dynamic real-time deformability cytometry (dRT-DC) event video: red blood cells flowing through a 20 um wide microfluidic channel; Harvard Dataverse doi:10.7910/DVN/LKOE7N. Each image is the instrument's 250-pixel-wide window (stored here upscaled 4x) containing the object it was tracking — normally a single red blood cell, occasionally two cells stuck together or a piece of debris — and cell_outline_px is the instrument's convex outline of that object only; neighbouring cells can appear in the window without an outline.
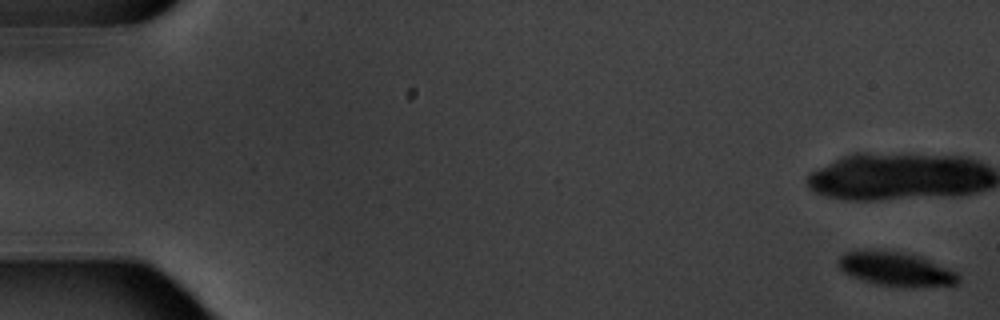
{"species": "common noctule bat (a hibernating species)", "species_latin": "Nyctalus noctula", "temperature_condition": "warm", "stored_images_in_passage": 6, "camera_frame_rate_fps": 3000, "um_per_image_px": 0.085, "animal": {"sex": "male", "body_mass_g": 20.1, "forearm_length_mm": 53.5}, "frame": {"image": 1, "passage_image": 1, "time_ms": 0.0, "image_size_px": [1000, 320], "cell_outline_px": [[960, 280], [956, 284], [912, 288], [876, 284], [852, 276], [844, 272], [840, 268], [840, 256], [844, 252], [904, 252], [920, 256], [948, 268], [956, 272], [960, 276]], "centroid_in_image_um": [76.24, 22.91], "position_along_channel_um": 8.8, "area_um2": 23.18}}
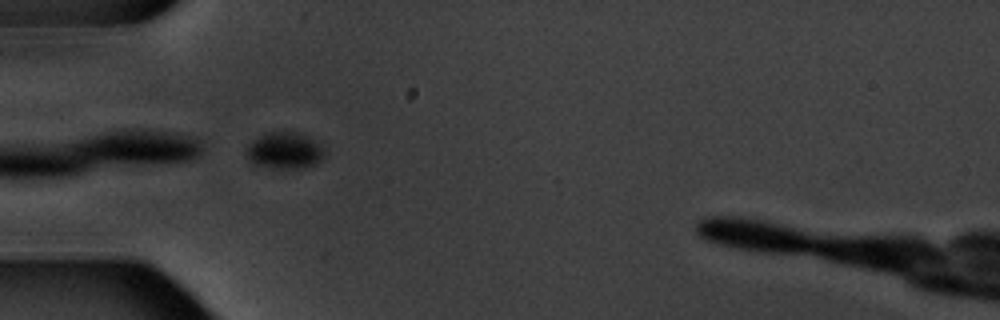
{"frame": {"image": 2, "passage_image": 6, "time_ms": 6.667, "image_size_px": [1000, 320], "cell_outline_px": [[324, 156], [316, 164], [304, 168], [272, 168], [256, 164], [248, 156], [244, 148], [252, 140], [264, 132], [300, 132], [308, 136], [324, 152]], "centroid_in_image_um": [24.15, 12.79], "position_along_channel_um": 60.9, "area_um2": 16.47}}